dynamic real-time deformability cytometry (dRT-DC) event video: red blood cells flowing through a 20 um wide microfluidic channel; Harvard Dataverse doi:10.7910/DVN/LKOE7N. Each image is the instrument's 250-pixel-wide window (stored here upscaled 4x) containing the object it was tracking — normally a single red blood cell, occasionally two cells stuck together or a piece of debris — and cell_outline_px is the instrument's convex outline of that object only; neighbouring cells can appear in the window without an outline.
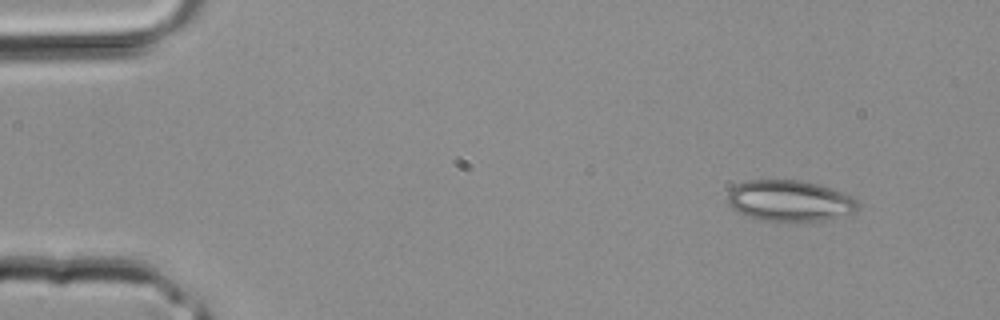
{"species": "common noctule bat (a hibernating species)", "species_latin": "Nyctalus noctula", "temperature_condition": "room temperature", "stored_images_in_passage": 3, "camera_frame_rate_fps": 3000, "um_per_image_px": 0.085, "animal": {"sex": "male", "body_mass_g": 20.4}, "frame": {"image": 1, "passage_image": 1, "time_ms": 0.0, "image_size_px": [1000, 320], "cell_outline_px": [[860, 204], [852, 212], [824, 220], [764, 220], [748, 216], [732, 208], [728, 204], [728, 192], [736, 184], [748, 180], [800, 180], [816, 184], [844, 192], [852, 196]], "centroid_in_image_um": [67.1, 17.04], "position_along_channel_um": 17.9, "area_um2": 30.63}}